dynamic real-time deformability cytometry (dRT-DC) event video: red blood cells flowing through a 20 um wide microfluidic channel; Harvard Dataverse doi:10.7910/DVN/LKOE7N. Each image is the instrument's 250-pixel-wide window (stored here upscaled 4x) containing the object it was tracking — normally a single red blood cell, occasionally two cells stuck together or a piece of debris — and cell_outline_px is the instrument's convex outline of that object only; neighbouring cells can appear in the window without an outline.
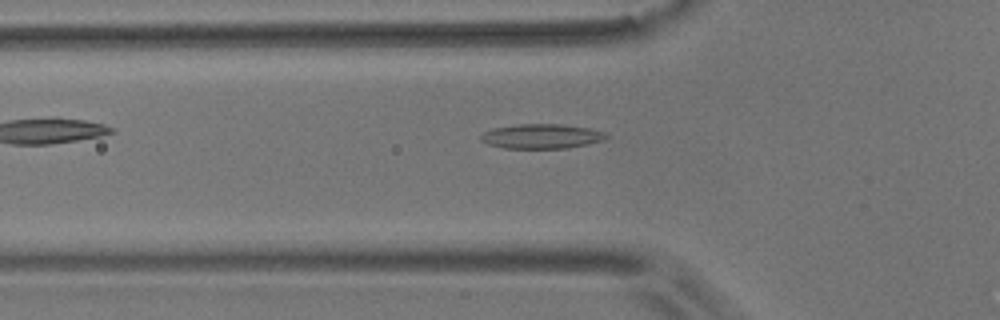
{"species": "common noctule bat (a hibernating species)", "species_latin": "Nyctalus noctula", "temperature_condition": "room temperature", "stored_images_in_passage": 38, "camera_frame_rate_fps": 3000, "um_per_image_px": 0.085, "animal": {"sex": "male", "body_mass_g": 17.9}, "frame": {"image": 1, "passage_image": 2, "time_ms": 0.333, "image_size_px": [1000, 320], "cell_outline_px": [[608, 136], [604, 140], [588, 144], [568, 148], [504, 148], [488, 144], [480, 140], [480, 136], [484, 132], [492, 128], [520, 124], [560, 124], [588, 128], [604, 132]], "centroid_in_image_um": [46.02, 11.58], "position_along_channel_um": 79.8, "area_um2": 17.92}}
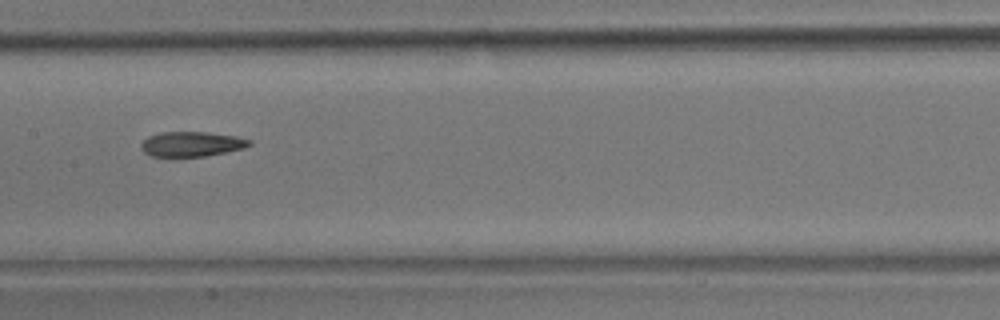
{"frame": {"image": 2, "passage_image": 11, "time_ms": 3.333, "image_size_px": [1000, 320], "cell_outline_px": [[252, 144], [244, 148], [204, 156], [148, 156], [140, 148], [140, 144], [148, 136], [160, 132], [208, 132], [236, 136], [252, 140]], "centroid_in_image_um": [16.27, 12.23], "position_along_channel_um": 191.1, "area_um2": 15.72}}
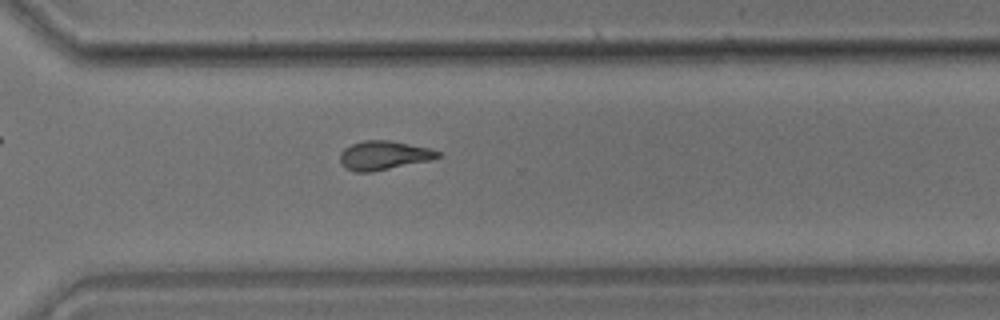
{"frame": {"image": 3, "passage_image": 23, "time_ms": 7.333, "image_size_px": [1000, 320], "cell_outline_px": [[444, 156], [428, 160], [372, 172], [356, 172], [344, 168], [340, 160], [340, 152], [344, 148], [352, 144], [364, 140], [388, 140], [432, 148], [440, 152]], "centroid_in_image_um": [32.62, 13.2], "position_along_channel_um": 338.0, "area_um2": 16.53}, "authors_computed_cell_mechanics": {"area_um2": 16.2707, "velocity_mm_per_s": 3.6818, "shape_relaxation_time_tau1_ms": 9.4071, "shape_relaxation_time_tau2_ms": 3.448, "deformation_change_tau1": 0.2425, "deformation_change_tau2": 0.1209}}